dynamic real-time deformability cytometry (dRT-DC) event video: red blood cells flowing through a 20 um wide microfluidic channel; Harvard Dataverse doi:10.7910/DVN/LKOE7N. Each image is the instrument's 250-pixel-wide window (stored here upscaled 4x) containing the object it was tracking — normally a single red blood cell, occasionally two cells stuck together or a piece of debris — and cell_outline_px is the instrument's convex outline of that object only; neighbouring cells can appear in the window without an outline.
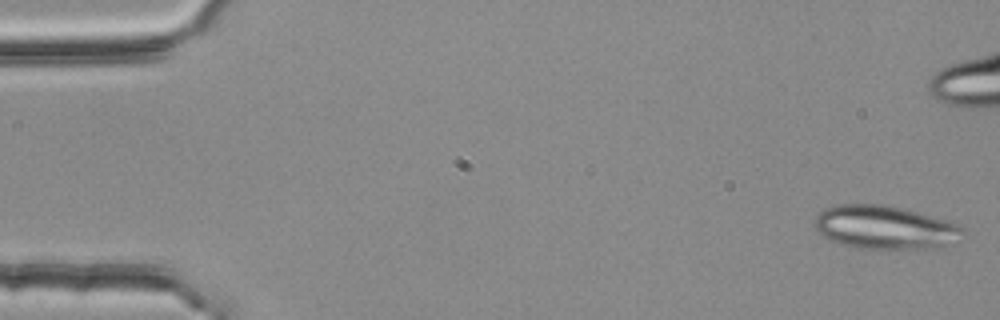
{"species": "common noctule bat (a hibernating species)", "species_latin": "Nyctalus noctula", "temperature_condition": "room temperature", "stored_images_in_passage": 54, "segment_of_instrument_passage": [1, 2], "camera_frame_rate_fps": 3000, "um_per_image_px": 0.085, "animal": {"sex": "female", "body_mass_g": 25.1}, "frame": {"image": 1, "passage_image": 1, "time_ms": 0.0, "image_size_px": [1000, 320], "cell_outline_px": [[968, 232], [948, 244], [936, 248], [860, 248], [844, 244], [832, 240], [824, 236], [816, 228], [812, 220], [824, 208], [836, 204], [884, 204], [916, 212], [960, 224]], "centroid_in_image_um": [75.22, 19.31], "position_along_channel_um": 9.8, "area_um2": 37.22}}